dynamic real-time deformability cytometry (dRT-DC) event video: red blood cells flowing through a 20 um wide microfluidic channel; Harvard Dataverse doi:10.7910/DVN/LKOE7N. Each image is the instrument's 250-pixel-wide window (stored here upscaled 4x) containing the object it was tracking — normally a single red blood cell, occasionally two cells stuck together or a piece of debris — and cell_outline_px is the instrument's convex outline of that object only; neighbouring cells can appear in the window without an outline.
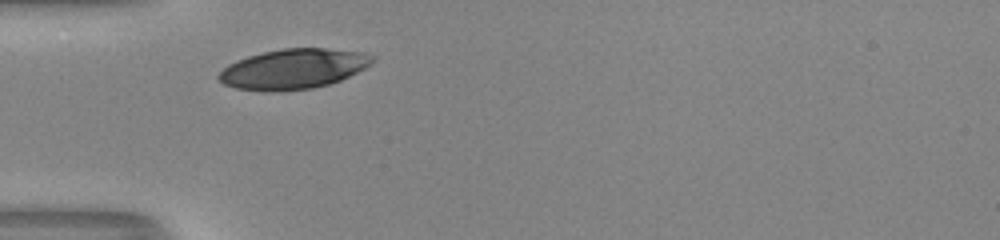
{"species": "human", "species_latin": "Homo sapiens", "temperature_condition": "room temperature", "stored_images_in_passage": 26, "camera_frame_rate_fps": 3000, "um_per_image_px": 0.085, "donor": {"sex": "male"}, "frame": {"image": 1, "passage_image": 1, "time_ms": 0.0, "image_size_px": [1000, 240], "cell_outline_px": [[376, 60], [364, 68], [340, 80], [328, 84], [312, 88], [280, 92], [272, 92], [236, 88], [224, 84], [216, 76], [228, 64], [236, 60], [248, 56], [264, 52], [284, 48], [328, 48], [364, 52], [376, 56]], "centroid_in_image_um": [24.95, 5.85], "position_along_channel_um": 60.1, "area_um2": 35.95}}
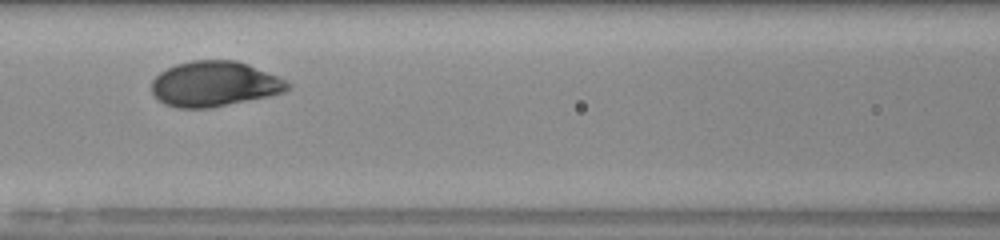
{"frame": {"image": 2, "passage_image": 8, "time_ms": 2.333, "image_size_px": [1000, 240], "cell_outline_px": [[292, 88], [284, 92], [268, 96], [208, 108], [176, 108], [164, 104], [152, 92], [152, 80], [160, 72], [176, 64], [192, 60], [236, 60], [248, 64], [276, 76], [292, 84]], "centroid_in_image_um": [18.22, 7.13], "position_along_channel_um": 148.4, "area_um2": 35.66}}
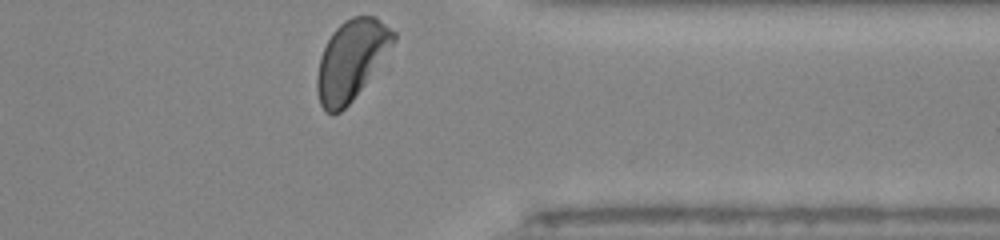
{"frame": {"image": 3, "passage_image": 26, "time_ms": 8.333, "image_size_px": [1000, 240], "cell_outline_px": [[396, 40], [352, 100], [340, 112], [332, 116], [324, 112], [320, 104], [316, 88], [316, 76], [320, 56], [332, 32], [344, 20], [352, 16], [376, 16], [396, 32]], "centroid_in_image_um": [29.82, 5.1], "position_along_channel_um": 381.6, "area_um2": 35.26}, "authors_computed_cell_mechanics": {"area_um2": 36.2695, "velocity_mm_per_s": 4.0022, "shape_relaxation_time_tau1_ms": 2.2883, "shape_relaxation_time_tau2_ms": null, "deformation_change_tau1": 0.1598, "deformation_change_tau2": null}}